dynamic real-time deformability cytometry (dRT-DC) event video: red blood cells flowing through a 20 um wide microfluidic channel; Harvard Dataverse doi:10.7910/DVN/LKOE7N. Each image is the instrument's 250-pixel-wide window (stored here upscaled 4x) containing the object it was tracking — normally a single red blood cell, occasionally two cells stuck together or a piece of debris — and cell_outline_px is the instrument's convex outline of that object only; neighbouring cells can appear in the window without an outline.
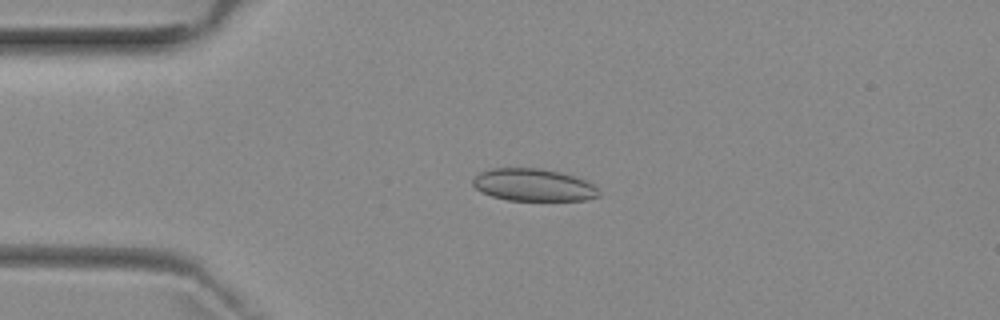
{"species": "common noctule bat (a hibernating species)", "species_latin": "Nyctalus noctula", "temperature_condition": "room temperature", "stored_images_in_passage": 5, "camera_frame_rate_fps": 3000, "um_per_image_px": 0.085, "animal": {"sex": "female", "body_mass_g": 29.2, "forearm_length_mm": 56.3}, "frame": {"image": 1, "passage_image": 2, "time_ms": 2.0, "image_size_px": [1000, 320], "cell_outline_px": [[600, 196], [584, 200], [508, 200], [492, 196], [480, 192], [472, 184], [472, 180], [480, 172], [492, 168], [540, 168], [560, 172], [576, 176], [592, 184], [600, 192]], "centroid_in_image_um": [45.33, 15.72], "position_along_channel_um": 39.7, "area_um2": 23.76}}
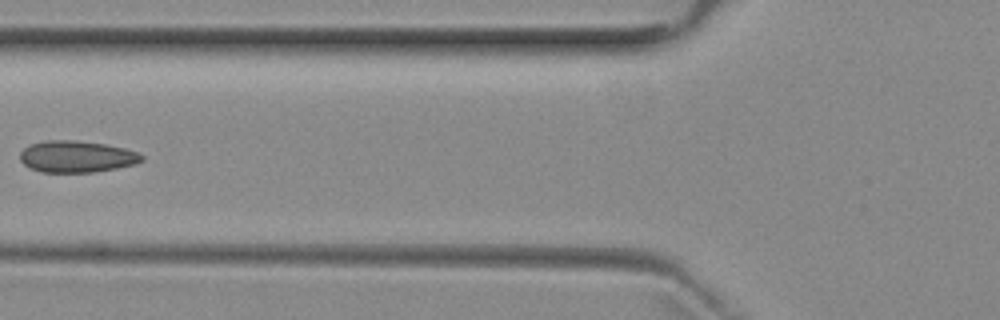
{"frame": {"image": 2, "passage_image": 4, "time_ms": 4.667, "image_size_px": [1000, 320], "cell_outline_px": [[144, 160], [136, 164], [116, 168], [92, 172], [40, 172], [28, 168], [20, 160], [20, 152], [28, 144], [44, 140], [76, 140], [104, 144], [124, 148], [140, 152], [144, 156]], "centroid_in_image_um": [6.51, 13.3], "position_along_channel_um": 119.3, "area_um2": 22.72}}
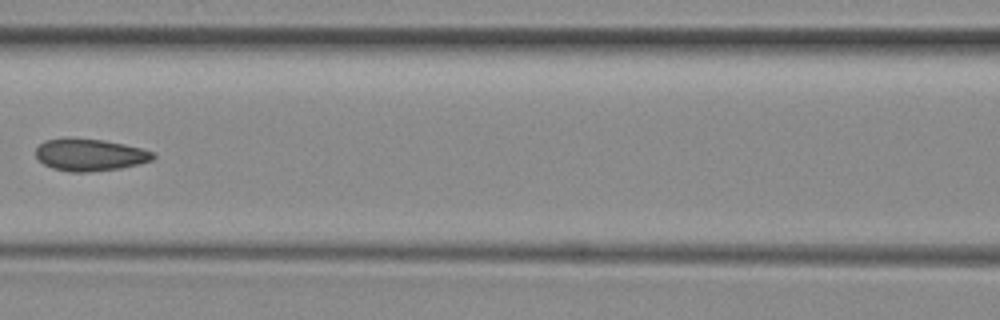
{"frame": {"image": 3, "passage_image": 5, "time_ms": 5.667, "image_size_px": [1000, 320], "cell_outline_px": [[156, 156], [152, 160], [120, 168], [88, 172], [68, 172], [52, 168], [44, 164], [36, 156], [36, 148], [44, 140], [104, 140], [124, 144], [140, 148], [152, 152]], "centroid_in_image_um": [7.64, 13.19], "position_along_channel_um": 159.0, "area_um2": 21.27}}